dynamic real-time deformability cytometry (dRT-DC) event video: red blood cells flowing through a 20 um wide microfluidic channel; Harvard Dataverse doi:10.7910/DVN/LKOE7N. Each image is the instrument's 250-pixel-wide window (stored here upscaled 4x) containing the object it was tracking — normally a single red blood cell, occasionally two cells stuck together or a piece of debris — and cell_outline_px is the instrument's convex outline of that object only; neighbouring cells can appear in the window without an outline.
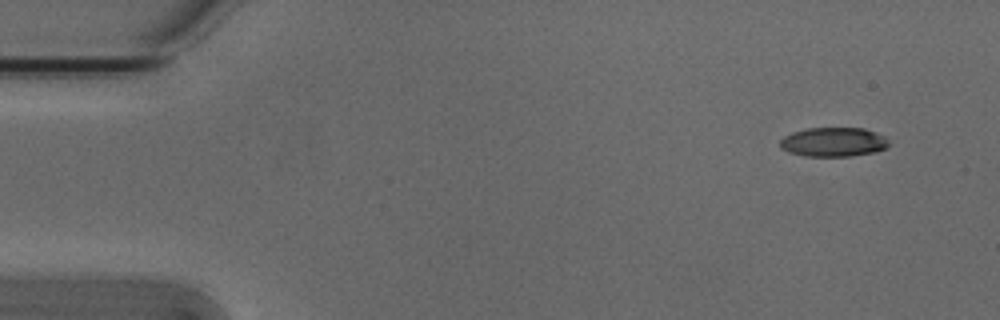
{"species": "Egyptian fruit bat (a non-hibernating species)", "species_latin": "Rousettus aegyptiacus", "temperature_condition": "cold", "stored_images_in_passage": 6, "camera_frame_rate_fps": 3000, "um_per_image_px": 0.085, "animal": {"sex": "male"}, "frame": {"image": 1, "passage_image": 1, "time_ms": 0.0, "image_size_px": [1000, 320], "cell_outline_px": [[888, 144], [884, 148], [876, 152], [852, 156], [804, 156], [788, 152], [780, 148], [780, 140], [784, 136], [792, 132], [808, 128], [864, 128], [876, 132], [884, 136]], "centroid_in_image_um": [70.81, 12.07], "position_along_channel_um": 14.2, "area_um2": 18.55}}